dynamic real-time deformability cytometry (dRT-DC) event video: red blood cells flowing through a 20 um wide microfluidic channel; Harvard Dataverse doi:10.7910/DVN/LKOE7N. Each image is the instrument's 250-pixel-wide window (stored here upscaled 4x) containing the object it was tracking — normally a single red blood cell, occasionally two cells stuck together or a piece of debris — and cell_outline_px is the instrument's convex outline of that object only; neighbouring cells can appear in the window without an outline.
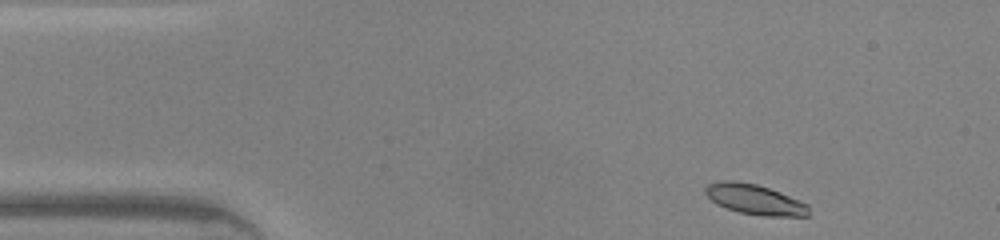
{"species": "common noctule bat (a hibernating species)", "species_latin": "Nyctalus noctula", "temperature_condition": "warm", "stored_images_in_passage": 42, "camera_frame_rate_fps": 3000, "um_per_image_px": 0.085, "animal": {"sex": "male", "body_mass_g": 20.0, "forearm_length_mm": 53.3}, "frame": {"image": 1, "passage_image": 1, "time_ms": 0.0, "image_size_px": [1000, 240], "cell_outline_px": [[808, 216], [764, 216], [740, 212], [716, 204], [704, 192], [704, 188], [708, 184], [720, 180], [736, 180], [756, 184], [780, 192], [800, 200], [808, 204]], "centroid_in_image_um": [64.14, 16.94], "position_along_channel_um": 20.9, "area_um2": 18.15}}
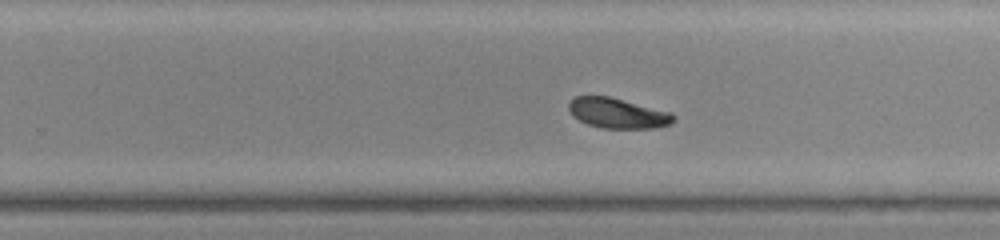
{"frame": {"image": 2, "passage_image": 24, "time_ms": 7.667, "image_size_px": [1000, 240], "cell_outline_px": [[676, 120], [672, 124], [652, 128], [600, 128], [588, 124], [572, 116], [568, 108], [568, 104], [576, 96], [608, 96], [672, 112], [676, 116]], "centroid_in_image_um": [52.53, 9.62], "position_along_channel_um": 277.3, "area_um2": 18.5}}
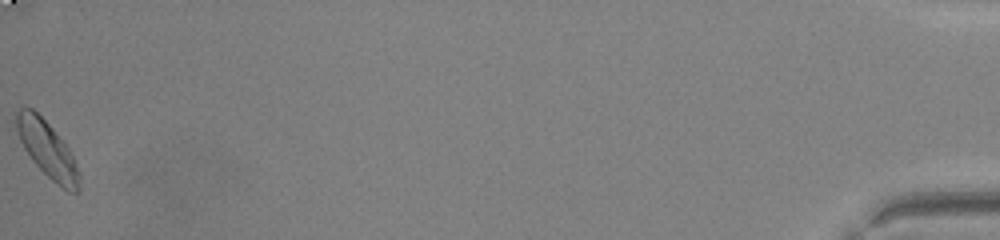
{"frame": {"image": 3, "passage_image": 42, "time_ms": 13.667, "image_size_px": [1000, 240], "cell_outline_px": [[80, 192], [68, 192], [60, 188], [32, 160], [24, 148], [20, 140], [16, 128], [16, 112], [20, 108], [32, 108], [52, 128], [68, 148], [80, 172]], "centroid_in_image_um": [4.04, 12.75], "position_along_channel_um": 431.2, "area_um2": 20.35}, "authors_computed_cell_mechanics": {"area_um2": 18.9873, "velocity_mm_per_s": 4.3245, "shape_relaxation_time_tau1_ms": 1.8231, "shape_relaxation_time_tau2_ms": null, "deformation_change_tau1": 0.1082, "deformation_change_tau2": null}}